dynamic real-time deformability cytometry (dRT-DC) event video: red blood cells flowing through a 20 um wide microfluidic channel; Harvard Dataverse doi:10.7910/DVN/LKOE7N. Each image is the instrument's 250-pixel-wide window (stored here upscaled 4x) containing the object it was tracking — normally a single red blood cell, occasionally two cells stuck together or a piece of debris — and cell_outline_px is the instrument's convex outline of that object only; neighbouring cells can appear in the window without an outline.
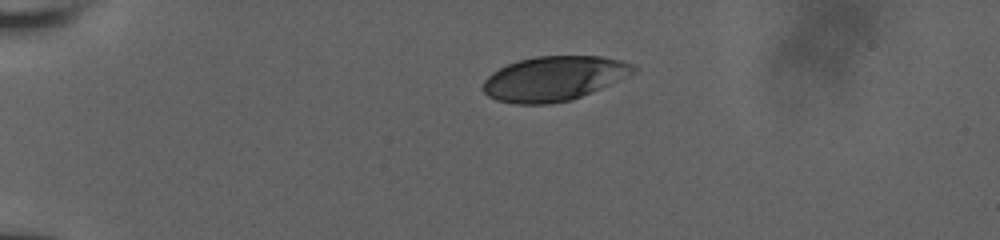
{"species": "human", "species_latin": "Homo sapiens", "temperature_condition": "room temperature", "stored_images_in_passage": 43, "camera_frame_rate_fps": 3000, "um_per_image_px": 0.085, "donor": {"sex": "male"}, "frame": {"image": 1, "passage_image": 1, "time_ms": 0.0, "image_size_px": [1000, 240], "cell_outline_px": [[636, 72], [600, 88], [572, 100], [548, 104], [516, 104], [496, 100], [488, 96], [480, 88], [484, 80], [492, 72], [508, 64], [520, 60], [536, 56], [600, 56], [620, 60], [632, 64], [636, 68]], "centroid_in_image_um": [47.04, 6.68], "position_along_channel_um": 38.0, "area_um2": 38.96}}
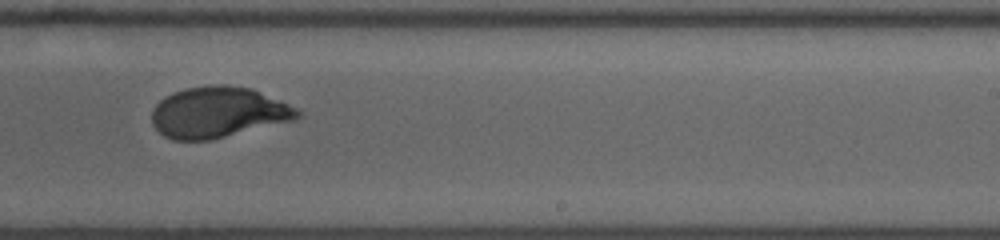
{"frame": {"image": 2, "passage_image": 24, "time_ms": 7.667, "image_size_px": [1000, 240], "cell_outline_px": [[304, 116], [296, 120], [212, 140], [172, 140], [164, 136], [152, 124], [152, 108], [164, 96], [172, 92], [184, 88], [208, 84], [224, 84], [252, 88], [296, 108], [304, 112]], "centroid_in_image_um": [18.56, 9.54], "position_along_channel_um": 270.4, "area_um2": 43.81}}
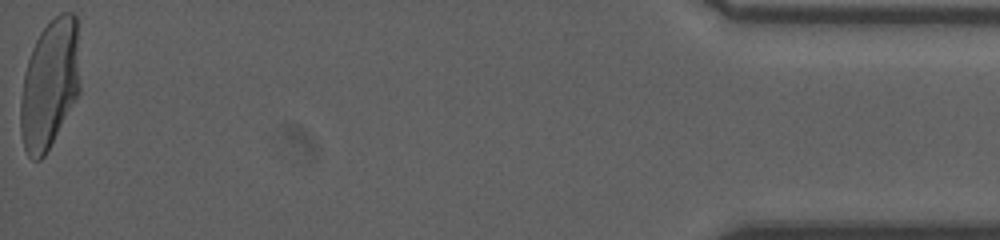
{"frame": {"image": 3, "passage_image": 43, "time_ms": 14.0, "image_size_px": [1000, 240], "cell_outline_px": [[80, 92], [44, 156], [40, 160], [32, 160], [28, 156], [24, 148], [20, 132], [20, 100], [24, 72], [32, 48], [40, 32], [60, 12], [76, 12], [80, 84]], "centroid_in_image_um": [4.22, 7.16], "position_along_channel_um": 431.0, "area_um2": 44.85}, "authors_computed_cell_mechanics": {"area_um2": 43.1188, "velocity_mm_per_s": 3.8699, "shape_relaxation_time_tau1_ms": 5.2672, "shape_relaxation_time_tau2_ms": null, "deformation_change_tau1": 0.1865, "deformation_change_tau2": null}}